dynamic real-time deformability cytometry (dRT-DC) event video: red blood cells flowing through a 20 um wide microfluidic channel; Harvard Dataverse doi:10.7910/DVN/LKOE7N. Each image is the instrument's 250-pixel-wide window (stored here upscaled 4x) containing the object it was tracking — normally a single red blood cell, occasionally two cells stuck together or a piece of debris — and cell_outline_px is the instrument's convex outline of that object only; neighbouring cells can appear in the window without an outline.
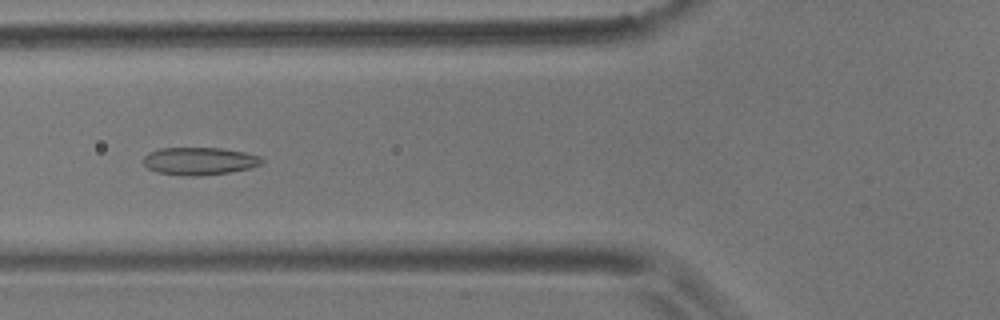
{"species": "common noctule bat (a hibernating species)", "species_latin": "Nyctalus noctula", "temperature_condition": "room temperature", "stored_images_in_passage": 12, "camera_frame_rate_fps": 3000, "um_per_image_px": 0.085, "animal": {"sex": "male", "body_mass_g": 17.9}, "frame": {"image": 1, "passage_image": 6, "time_ms": 1.667, "image_size_px": [1000, 320], "cell_outline_px": [[264, 160], [260, 164], [252, 168], [228, 172], [200, 176], [184, 176], [156, 172], [148, 168], [144, 164], [144, 156], [148, 152], [160, 148], [224, 148], [244, 152], [260, 156]], "centroid_in_image_um": [16.95, 13.69], "position_along_channel_um": 108.9, "area_um2": 19.19}}